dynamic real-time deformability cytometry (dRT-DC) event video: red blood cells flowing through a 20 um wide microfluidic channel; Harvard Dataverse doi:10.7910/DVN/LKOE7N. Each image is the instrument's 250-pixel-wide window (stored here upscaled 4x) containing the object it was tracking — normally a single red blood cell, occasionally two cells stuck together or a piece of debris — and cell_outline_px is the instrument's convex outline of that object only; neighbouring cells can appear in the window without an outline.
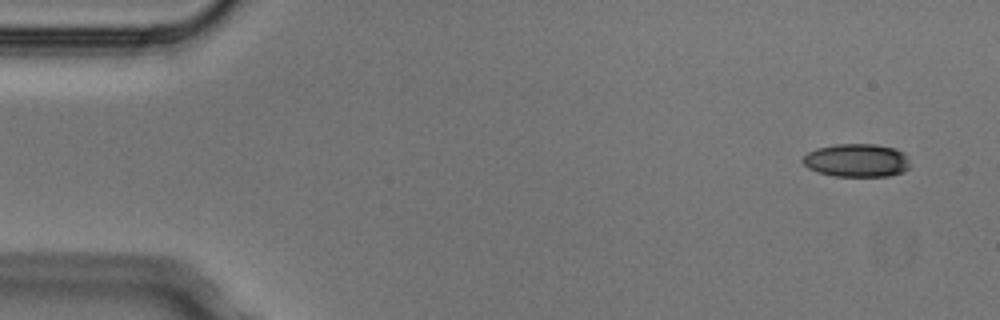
{"species": "Egyptian fruit bat (a non-hibernating species)", "species_latin": "Rousettus aegyptiacus", "temperature_condition": "cold", "stored_images_in_passage": 4, "camera_frame_rate_fps": 3000, "um_per_image_px": 0.085, "animal": {"sex": "male"}, "frame": {"image": 1, "passage_image": 1, "time_ms": 0.0, "image_size_px": [1000, 320], "cell_outline_px": [[908, 168], [904, 172], [888, 176], [832, 176], [816, 172], [808, 168], [800, 160], [808, 152], [816, 148], [836, 144], [876, 144], [896, 148], [904, 152], [908, 160]], "centroid_in_image_um": [72.8, 13.63], "position_along_channel_um": 12.2, "area_um2": 20.98}}
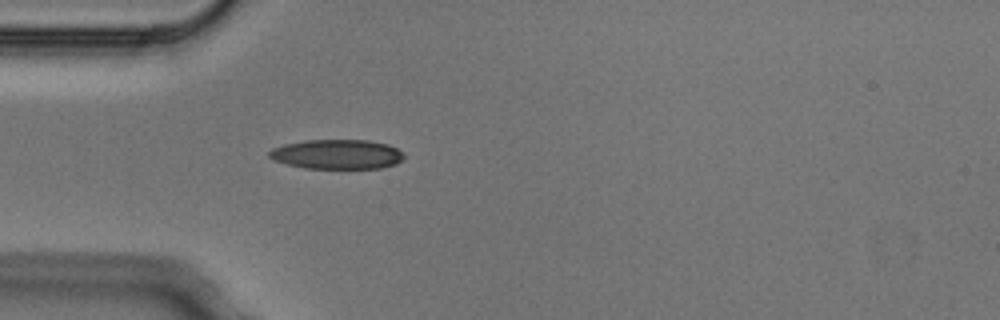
{"frame": {"image": 2, "passage_image": 4, "time_ms": 1.0, "image_size_px": [1000, 320], "cell_outline_px": [[404, 156], [396, 164], [380, 168], [304, 168], [288, 164], [276, 160], [268, 156], [268, 152], [272, 148], [284, 144], [304, 140], [368, 140], [388, 144], [396, 148]], "centroid_in_image_um": [28.63, 13.1], "position_along_channel_um": 56.4, "area_um2": 23.06}}